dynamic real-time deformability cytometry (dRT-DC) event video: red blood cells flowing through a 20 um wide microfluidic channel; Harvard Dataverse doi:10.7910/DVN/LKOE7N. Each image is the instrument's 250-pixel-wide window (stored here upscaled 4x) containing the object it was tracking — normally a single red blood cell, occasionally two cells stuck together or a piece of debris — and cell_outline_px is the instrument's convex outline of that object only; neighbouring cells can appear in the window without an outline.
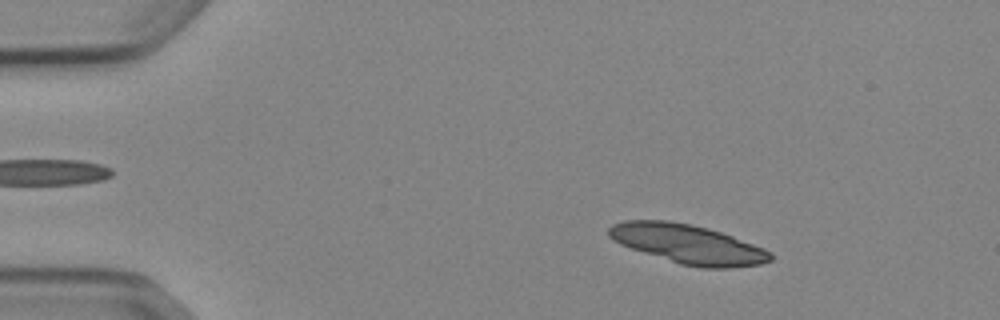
{"species": "Egyptian fruit bat (a non-hibernating species)", "species_latin": "Rousettus aegyptiacus", "temperature_condition": "cold", "stored_images_in_passage": 52, "segment_of_instrument_passage": [1, 2], "camera_frame_rate_fps": 3000, "um_per_image_px": 0.085, "animal": {"sex": "female"}, "frame": {"image": 1, "passage_image": 8, "time_ms": 2.333, "image_size_px": [1000, 320], "cell_outline_px": [[772, 260], [760, 264], [732, 268], [704, 268], [680, 264], [620, 244], [608, 236], [608, 228], [612, 224], [624, 220], [668, 220], [692, 224], [708, 228], [732, 236], [764, 248], [772, 252]], "centroid_in_image_um": [58.48, 20.74], "position_along_channel_um": 26.5, "area_um2": 36.82}}